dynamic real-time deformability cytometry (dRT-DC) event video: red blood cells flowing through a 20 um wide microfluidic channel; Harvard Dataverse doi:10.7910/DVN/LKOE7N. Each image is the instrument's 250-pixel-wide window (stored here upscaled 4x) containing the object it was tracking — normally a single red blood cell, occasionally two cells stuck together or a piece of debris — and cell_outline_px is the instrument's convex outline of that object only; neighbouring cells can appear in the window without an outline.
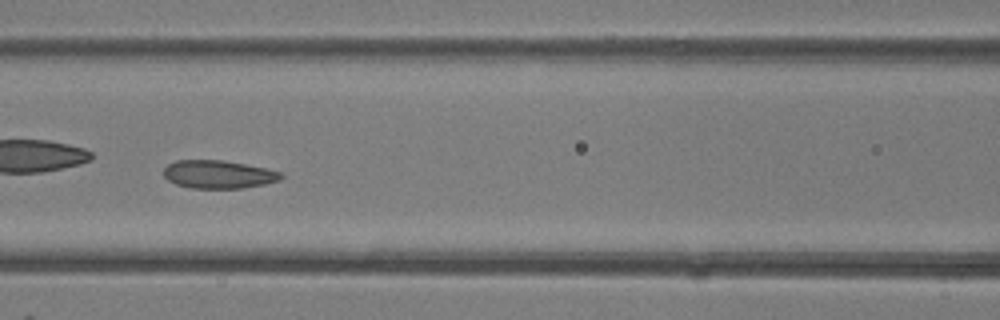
{"species": "common noctule bat (a hibernating species)", "species_latin": "Nyctalus noctula", "temperature_condition": "room temperature", "stored_images_in_passage": 33, "camera_frame_rate_fps": 3000, "um_per_image_px": 0.085, "animal": {"sex": "female"}, "frame": {"image": 1, "passage_image": 10, "time_ms": 3.0, "image_size_px": [1000, 320], "cell_outline_px": [[284, 176], [280, 180], [264, 184], [244, 188], [192, 188], [176, 184], [168, 180], [164, 176], [164, 168], [168, 164], [176, 160], [224, 160], [264, 168], [280, 172]], "centroid_in_image_um": [18.55, 14.82], "position_along_channel_um": 148.0, "area_um2": 19.13}}
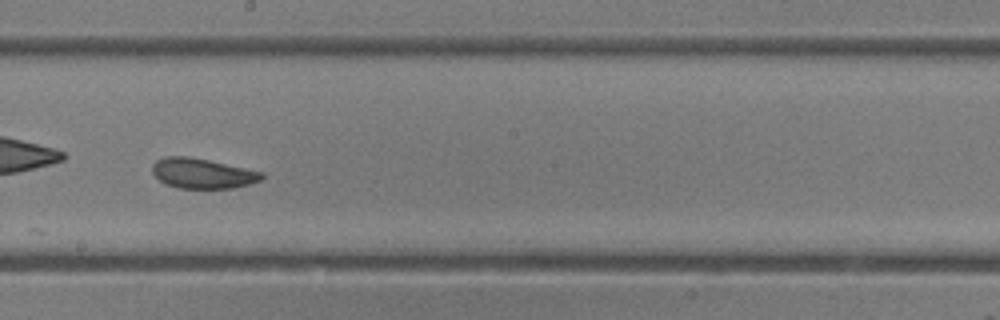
{"frame": {"image": 2, "passage_image": 15, "time_ms": 4.667, "image_size_px": [1000, 320], "cell_outline_px": [[264, 176], [260, 180], [248, 184], [232, 188], [180, 188], [164, 184], [152, 172], [152, 164], [156, 160], [164, 156], [188, 156], [208, 160], [264, 172]], "centroid_in_image_um": [17.18, 14.73], "position_along_channel_um": 231.0, "area_um2": 19.13}}